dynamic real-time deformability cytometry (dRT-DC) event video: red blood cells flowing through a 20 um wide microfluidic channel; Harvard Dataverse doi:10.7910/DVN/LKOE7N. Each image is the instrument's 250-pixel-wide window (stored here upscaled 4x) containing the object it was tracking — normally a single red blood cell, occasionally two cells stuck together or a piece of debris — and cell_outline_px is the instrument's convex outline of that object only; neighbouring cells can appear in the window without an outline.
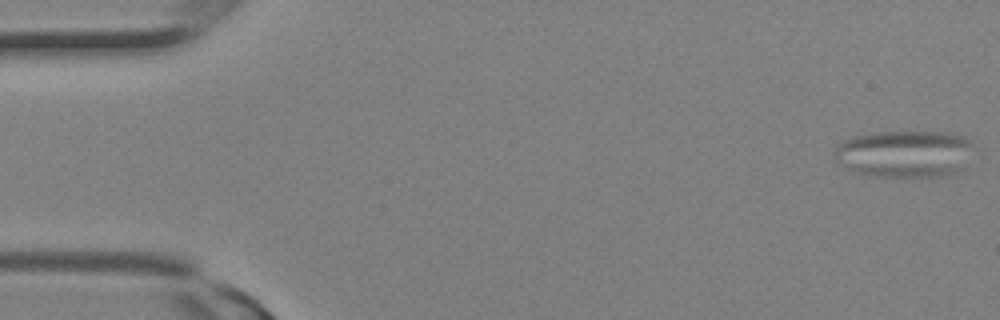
{"species": "Egyptian fruit bat (a non-hibernating species)", "species_latin": "Rousettus aegyptiacus", "temperature_condition": "room temperature", "stored_images_in_passage": 11, "camera_frame_rate_fps": 3000, "um_per_image_px": 0.085, "animal": {"sex": "female"}, "frame": {"image": 1, "passage_image": 1, "time_ms": 0.0, "image_size_px": [1000, 320], "cell_outline_px": [[980, 148], [964, 168], [960, 172], [944, 176], [880, 176], [852, 172], [836, 164], [836, 148], [844, 140], [852, 136], [872, 132], [948, 132], [964, 136], [972, 140]], "centroid_in_image_um": [77.02, 13.06], "position_along_channel_um": 8.0, "area_um2": 39.36}}
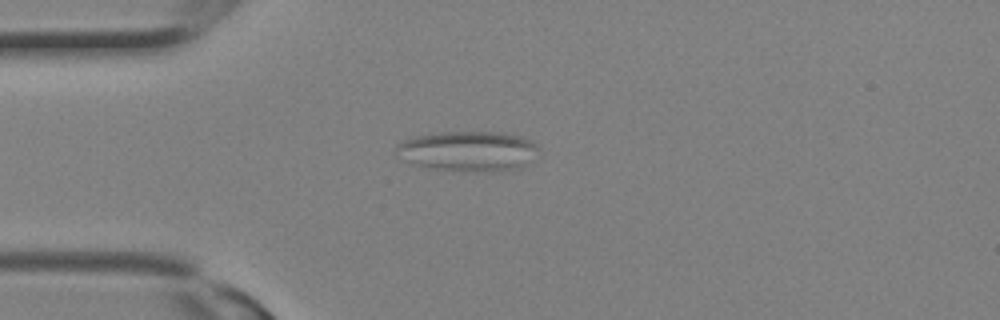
{"frame": {"image": 2, "passage_image": 8, "time_ms": 2.333, "image_size_px": [1000, 320], "cell_outline_px": [[540, 148], [520, 168], [492, 172], [432, 168], [400, 160], [396, 156], [396, 144], [412, 136], [444, 132], [496, 132], [520, 136], [532, 140]], "centroid_in_image_um": [39.74, 12.83], "position_along_channel_um": 45.3, "area_um2": 33.12}}
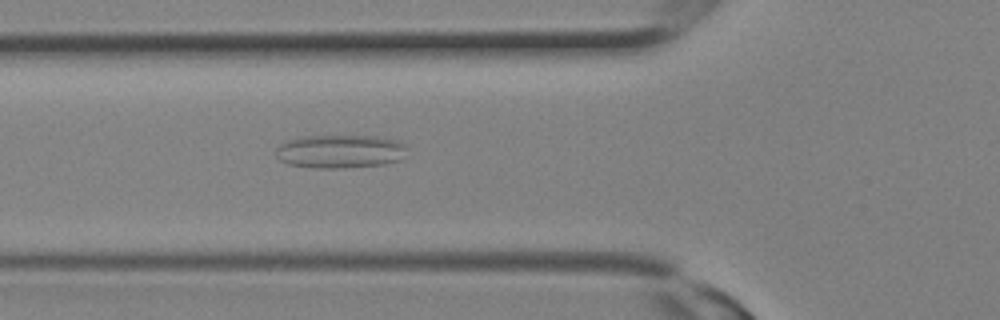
{"frame": {"image": 3, "passage_image": 11, "time_ms": 3.333, "image_size_px": [1000, 320], "cell_outline_px": [[404, 148], [400, 160], [384, 164], [340, 168], [316, 168], [288, 164], [280, 160], [276, 156], [276, 148], [284, 140], [296, 136], [376, 136], [400, 140], [404, 144]], "centroid_in_image_um": [28.84, 12.85], "position_along_channel_um": 97.0, "area_um2": 25.66}}